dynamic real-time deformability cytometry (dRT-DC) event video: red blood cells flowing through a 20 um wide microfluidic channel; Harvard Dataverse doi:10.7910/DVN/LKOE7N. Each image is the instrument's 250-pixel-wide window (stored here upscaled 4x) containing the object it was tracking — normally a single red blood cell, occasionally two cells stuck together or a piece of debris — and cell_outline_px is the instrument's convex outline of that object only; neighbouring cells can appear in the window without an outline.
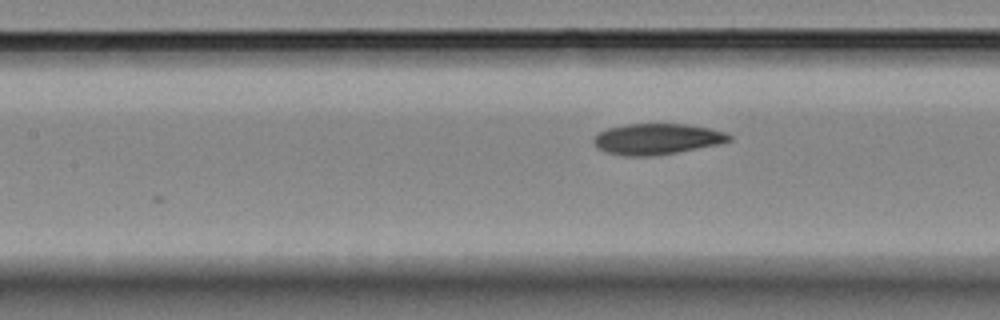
{"species": "Egyptian fruit bat (a non-hibernating species)", "species_latin": "Rousettus aegyptiacus", "temperature_condition": "room temperature", "stored_images_in_passage": 9, "camera_frame_rate_fps": 3000, "um_per_image_px": 0.085, "animal": {"sex": "female"}, "frame": {"image": 1, "passage_image": 7, "time_ms": 7.333, "image_size_px": [1000, 320], "cell_outline_px": [[732, 140], [720, 144], [656, 156], [620, 156], [596, 148], [592, 144], [592, 136], [596, 132], [608, 128], [624, 124], [688, 124], [708, 128], [724, 132], [732, 136]], "centroid_in_image_um": [55.77, 11.82], "position_along_channel_um": 151.6, "area_um2": 24.8}}
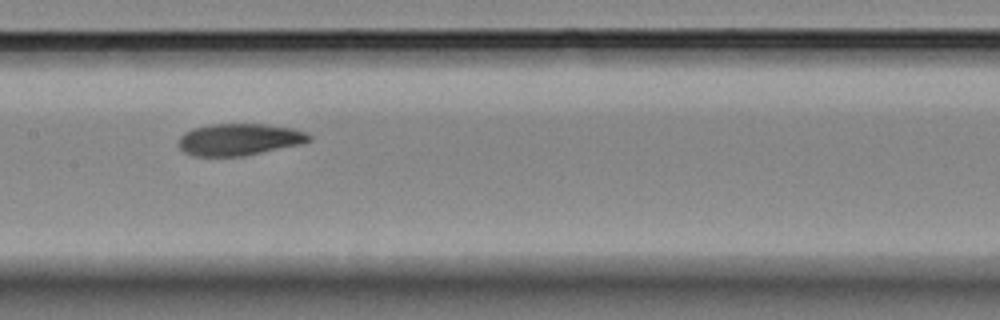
{"frame": {"image": 2, "passage_image": 8, "time_ms": 8.333, "image_size_px": [1000, 320], "cell_outline_px": [[312, 140], [300, 144], [244, 156], [192, 156], [184, 152], [180, 148], [180, 136], [184, 132], [192, 128], [212, 124], [264, 124], [292, 128], [304, 132], [312, 136]], "centroid_in_image_um": [20.32, 11.85], "position_along_channel_um": 187.1, "area_um2": 24.16}}
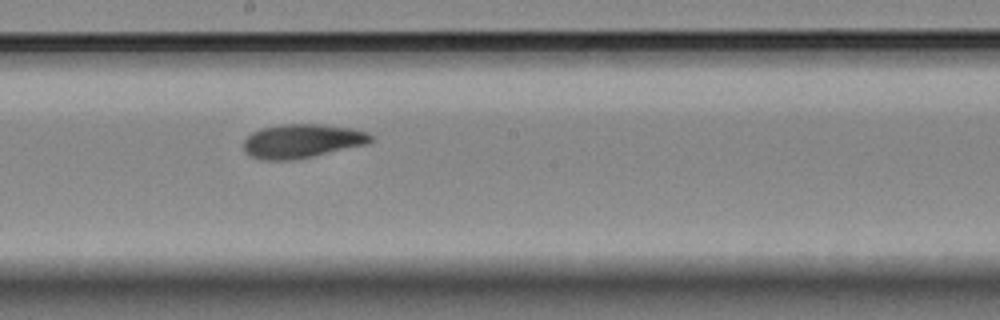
{"frame": {"image": 3, "passage_image": 9, "time_ms": 9.333, "image_size_px": [1000, 320], "cell_outline_px": [[372, 140], [368, 144], [312, 156], [288, 160], [268, 160], [252, 156], [244, 152], [244, 140], [252, 132], [260, 128], [284, 124], [320, 124], [352, 128], [368, 132], [372, 136]], "centroid_in_image_um": [25.68, 11.97], "position_along_channel_um": 222.5, "area_um2": 24.97}}